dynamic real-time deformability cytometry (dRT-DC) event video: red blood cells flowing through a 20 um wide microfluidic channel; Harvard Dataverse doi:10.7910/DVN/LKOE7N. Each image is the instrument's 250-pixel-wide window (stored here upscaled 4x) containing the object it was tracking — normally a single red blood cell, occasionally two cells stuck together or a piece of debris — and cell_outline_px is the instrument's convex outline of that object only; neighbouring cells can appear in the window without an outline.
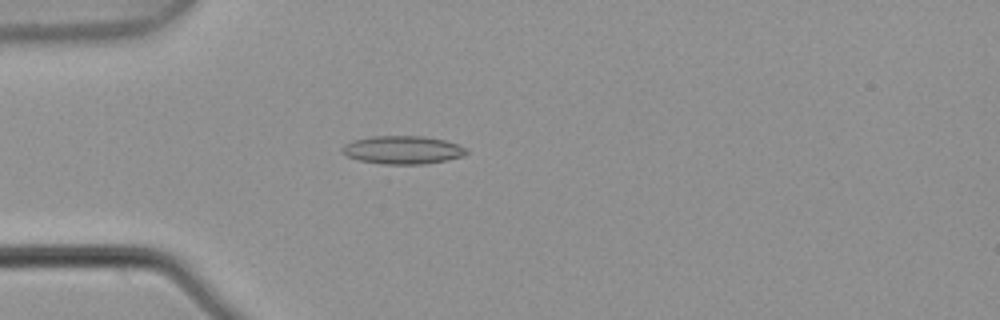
{"species": "common noctule bat (a hibernating species)", "species_latin": "Nyctalus noctula", "temperature_condition": "warm", "stored_images_in_passage": 4, "camera_frame_rate_fps": 3000, "um_per_image_px": 0.085, "animal": {"sex": "male", "body_mass_g": 21.5, "forearm_length_mm": 52.0}, "frame": {"image": 1, "passage_image": 4, "time_ms": 1.0, "image_size_px": [1000, 320], "cell_outline_px": [[468, 152], [464, 156], [424, 164], [384, 164], [360, 160], [348, 156], [340, 152], [340, 148], [344, 144], [356, 140], [372, 136], [424, 136], [444, 140], [456, 144], [464, 148]], "centroid_in_image_um": [34.2, 12.74], "position_along_channel_um": 50.8, "area_um2": 20.17}}